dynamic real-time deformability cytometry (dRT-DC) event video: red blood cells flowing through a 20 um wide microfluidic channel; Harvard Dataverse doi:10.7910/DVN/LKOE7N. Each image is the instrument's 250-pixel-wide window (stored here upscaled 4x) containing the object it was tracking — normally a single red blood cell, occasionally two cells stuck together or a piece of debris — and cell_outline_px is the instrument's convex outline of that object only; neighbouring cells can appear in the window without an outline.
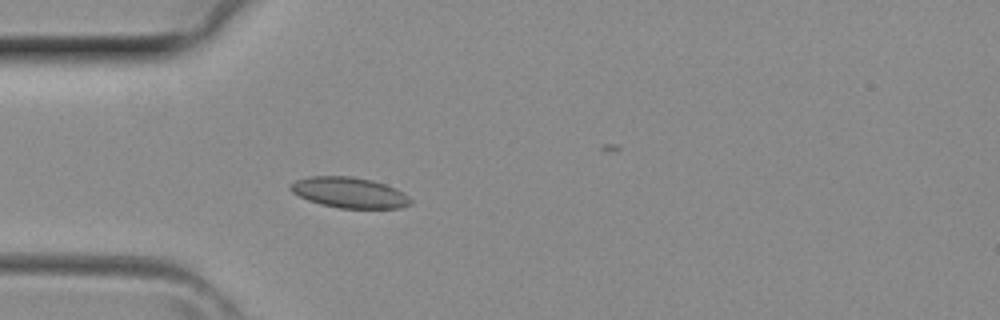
{"species": "common noctule bat (a hibernating species)", "species_latin": "Nyctalus noctula", "temperature_condition": "room temperature", "stored_images_in_passage": 3, "camera_frame_rate_fps": 3000, "um_per_image_px": 0.085, "animal": {"sex": "female", "body_mass_g": 29.2, "forearm_length_mm": 56.3}, "frame": {"image": 1, "passage_image": 3, "time_ms": 0.667, "image_size_px": [1000, 320], "cell_outline_px": [[412, 204], [400, 208], [340, 208], [320, 204], [308, 200], [292, 192], [288, 188], [288, 184], [296, 180], [312, 176], [352, 176], [372, 180], [396, 188], [404, 192], [412, 200]], "centroid_in_image_um": [29.7, 16.37], "position_along_channel_um": 55.3, "area_um2": 21.56}}